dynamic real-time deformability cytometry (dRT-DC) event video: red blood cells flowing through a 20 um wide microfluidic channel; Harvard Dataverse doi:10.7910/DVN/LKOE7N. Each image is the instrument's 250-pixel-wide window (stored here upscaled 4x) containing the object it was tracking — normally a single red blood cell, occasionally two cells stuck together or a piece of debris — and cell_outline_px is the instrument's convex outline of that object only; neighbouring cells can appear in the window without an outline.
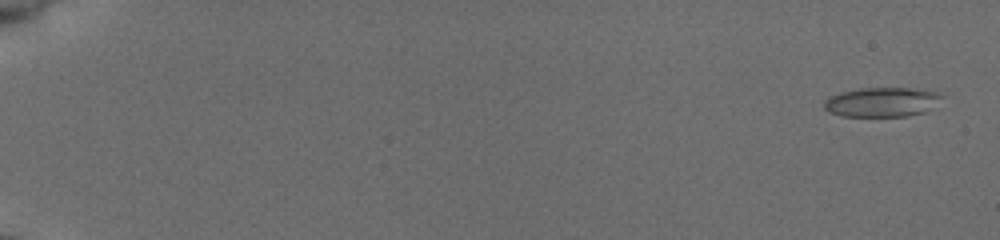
{"species": "common noctule bat (a hibernating species)", "species_latin": "Nyctalus noctula", "temperature_condition": "cold", "stored_images_in_passage": 56, "camera_frame_rate_fps": 3000, "um_per_image_px": 0.085, "animal": {"sex": "female", "body_mass_g": 19.5, "forearm_length_mm": 54.1}, "frame": {"image": 1, "passage_image": 3, "time_ms": 0.667, "image_size_px": [1000, 240], "cell_outline_px": [[944, 96], [924, 112], [908, 116], [840, 116], [828, 112], [824, 108], [824, 100], [840, 92], [860, 88], [908, 88], [936, 92]], "centroid_in_image_um": [74.9, 8.68], "position_along_channel_um": 10.1, "area_um2": 20.0}}
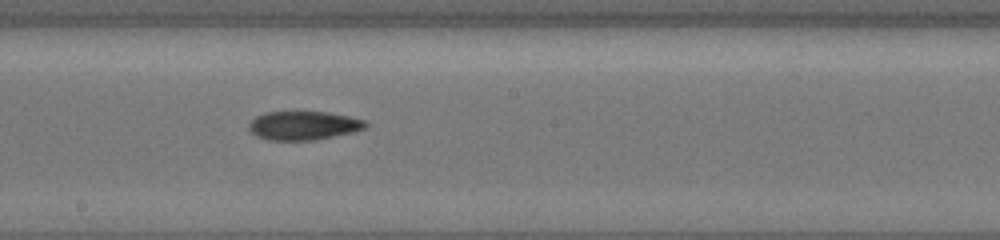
{"frame": {"image": 2, "passage_image": 34, "time_ms": 11.0, "image_size_px": [1000, 240], "cell_outline_px": [[368, 124], [364, 128], [352, 132], [312, 140], [268, 140], [256, 136], [248, 128], [248, 124], [256, 116], [264, 112], [328, 112], [348, 116], [364, 120]], "centroid_in_image_um": [25.76, 10.66], "position_along_channel_um": 222.4, "area_um2": 19.36}}
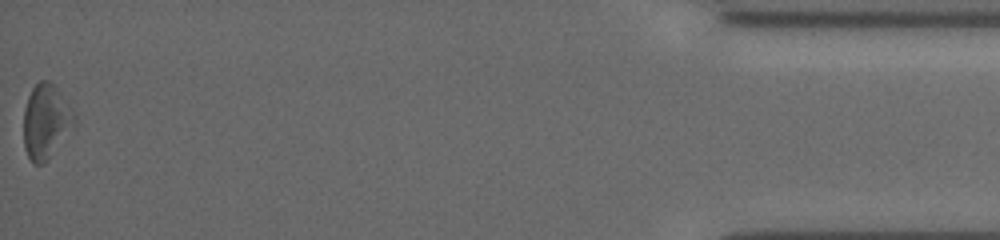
{"frame": {"image": 3, "passage_image": 56, "time_ms": 18.333, "image_size_px": [1000, 240], "cell_outline_px": [[76, 124], [48, 160], [44, 164], [32, 164], [24, 148], [24, 108], [28, 96], [32, 88], [40, 80], [48, 80], [56, 88], [76, 116]], "centroid_in_image_um": [3.89, 10.36], "position_along_channel_um": 431.3, "area_um2": 21.96}, "authors_computed_cell_mechanics": {"area_um2": 19.8832, "velocity_mm_per_s": 3.9156, "shape_relaxation_time_tau1_ms": null, "shape_relaxation_time_tau2_ms": 4.8981, "deformation_change_tau1": null, "deformation_change_tau2": 0.1201}}